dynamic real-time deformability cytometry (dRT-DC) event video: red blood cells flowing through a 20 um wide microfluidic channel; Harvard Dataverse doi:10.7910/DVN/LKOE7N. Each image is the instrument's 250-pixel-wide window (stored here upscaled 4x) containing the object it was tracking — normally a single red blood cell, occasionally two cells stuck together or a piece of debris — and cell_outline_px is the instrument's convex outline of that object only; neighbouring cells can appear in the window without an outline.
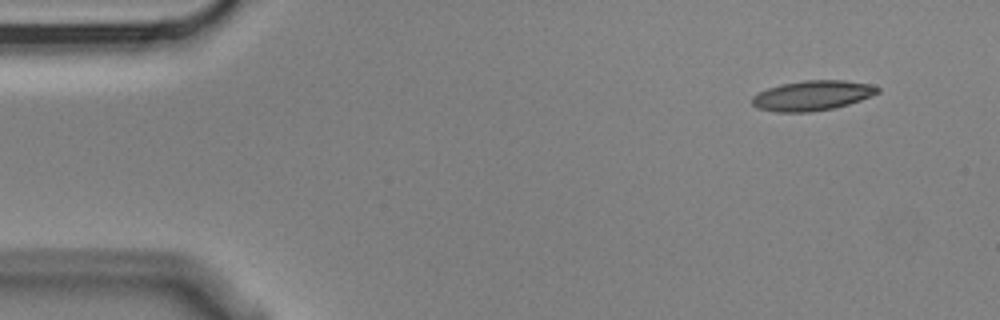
{"species": "Egyptian fruit bat (a non-hibernating species)", "species_latin": "Rousettus aegyptiacus", "temperature_condition": "cold", "stored_images_in_passage": 5, "camera_frame_rate_fps": 3000, "um_per_image_px": 0.085, "animal": {"sex": "male"}, "frame": {"image": 1, "passage_image": 1, "time_ms": 0.0, "image_size_px": [1000, 320], "cell_outline_px": [[880, 92], [860, 100], [848, 104], [832, 108], [812, 112], [776, 112], [756, 108], [752, 104], [752, 96], [768, 88], [780, 84], [804, 80], [844, 80], [868, 84], [880, 88]], "centroid_in_image_um": [69.01, 8.12], "position_along_channel_um": 16.0, "area_um2": 21.85}}
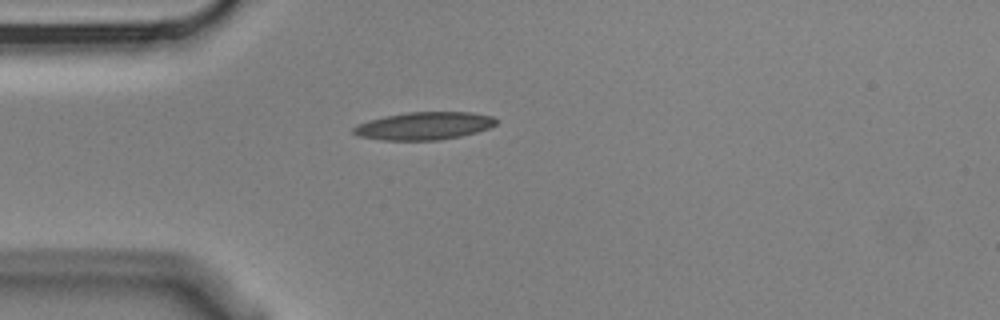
{"frame": {"image": 2, "passage_image": 4, "time_ms": 1.0, "image_size_px": [1000, 320], "cell_outline_px": [[496, 124], [488, 128], [476, 132], [460, 136], [440, 140], [384, 140], [356, 136], [352, 132], [352, 128], [368, 120], [408, 112], [468, 112], [492, 116], [496, 120]], "centroid_in_image_um": [36.03, 10.7], "position_along_channel_um": 49.0, "area_um2": 22.83}}